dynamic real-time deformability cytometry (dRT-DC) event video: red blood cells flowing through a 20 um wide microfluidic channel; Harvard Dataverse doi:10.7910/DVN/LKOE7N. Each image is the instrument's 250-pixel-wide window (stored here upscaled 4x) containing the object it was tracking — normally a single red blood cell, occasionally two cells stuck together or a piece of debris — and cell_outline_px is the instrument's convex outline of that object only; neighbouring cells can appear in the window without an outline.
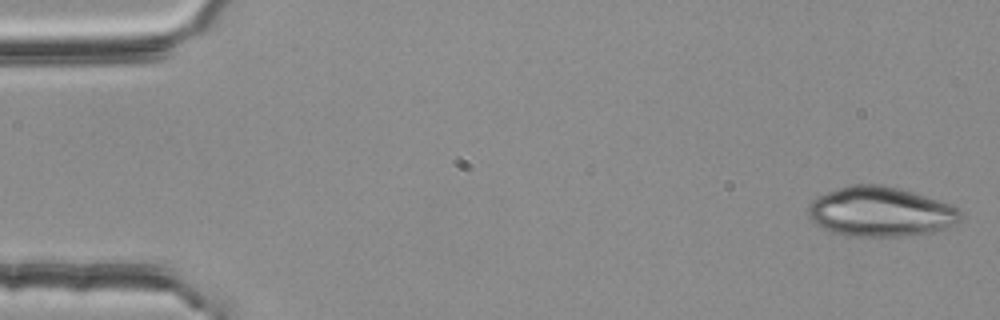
{"species": "common noctule bat (a hibernating species)", "species_latin": "Nyctalus noctula", "temperature_condition": "room temperature", "stored_images_in_passage": 4, "camera_frame_rate_fps": 3000, "um_per_image_px": 0.085, "animal": {"sex": "female", "body_mass_g": 25.1}, "frame": {"image": 1, "passage_image": 1, "time_ms": 0.0, "image_size_px": [1000, 320], "cell_outline_px": [[960, 220], [956, 224], [932, 232], [904, 236], [844, 236], [832, 232], [816, 224], [808, 216], [808, 204], [812, 200], [828, 192], [852, 184], [884, 184], [900, 188], [952, 204], [960, 208]], "centroid_in_image_um": [74.86, 17.99], "position_along_channel_um": 10.1, "area_um2": 44.27}}